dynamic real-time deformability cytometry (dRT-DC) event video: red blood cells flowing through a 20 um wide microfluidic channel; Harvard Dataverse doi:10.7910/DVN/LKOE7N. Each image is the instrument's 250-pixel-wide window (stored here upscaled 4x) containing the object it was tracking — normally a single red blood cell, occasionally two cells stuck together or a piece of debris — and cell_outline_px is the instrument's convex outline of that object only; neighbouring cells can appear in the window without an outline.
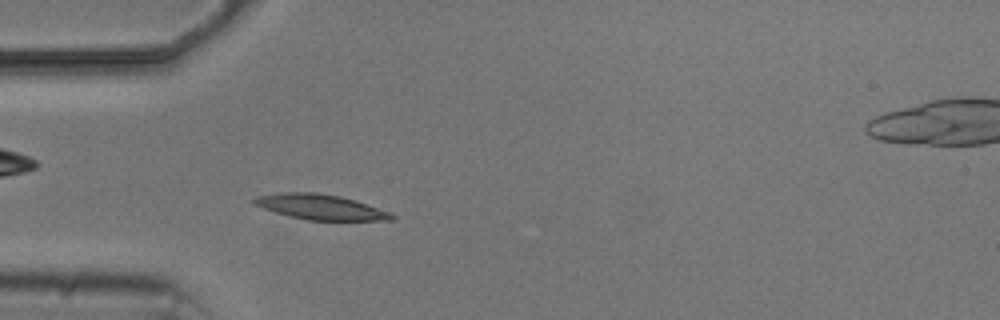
{"species": "common noctule bat (a hibernating species)", "species_latin": "Nyctalus noctula", "temperature_condition": "cold", "stored_images_in_passage": 4, "camera_frame_rate_fps": 3000, "um_per_image_px": 0.085, "animal": {"sex": "male", "body_mass_g": 20.5, "forearm_length_mm": 52.5}, "frame": {"image": 1, "passage_image": 4, "time_ms": 3.667, "image_size_px": [1000, 320], "cell_outline_px": [[396, 216], [392, 220], [308, 220], [276, 212], [264, 208], [256, 204], [252, 200], [256, 196], [276, 192], [316, 192], [340, 196], [356, 200], [388, 212]], "centroid_in_image_um": [27.23, 17.58], "position_along_channel_um": 57.8, "area_um2": 19.94}}